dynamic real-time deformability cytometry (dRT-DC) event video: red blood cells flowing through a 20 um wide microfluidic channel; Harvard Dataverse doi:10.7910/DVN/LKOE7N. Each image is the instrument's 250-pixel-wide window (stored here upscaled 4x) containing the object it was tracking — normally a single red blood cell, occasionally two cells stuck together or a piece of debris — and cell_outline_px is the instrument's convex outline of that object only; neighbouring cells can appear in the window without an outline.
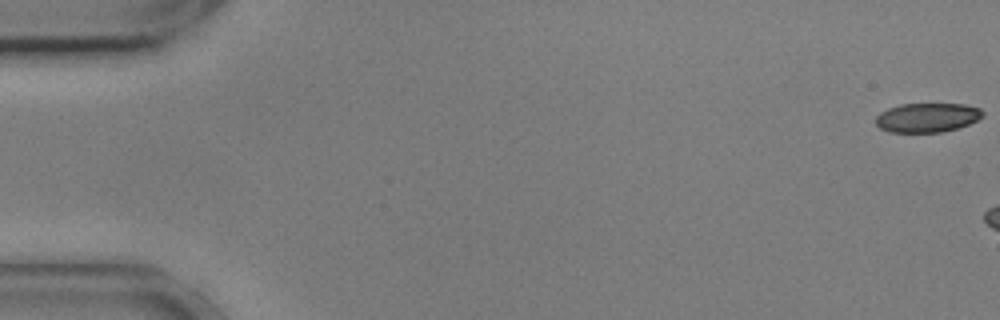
{"species": "common noctule bat (a hibernating species)", "species_latin": "Nyctalus noctula", "temperature_condition": "cold", "stored_images_in_passage": 7, "camera_frame_rate_fps": 3000, "um_per_image_px": 0.085, "animal": {"sex": "male", "body_mass_g": 17.9, "forearm_length_mm": 54.2}, "frame": {"image": 1, "passage_image": 1, "time_ms": 0.0, "image_size_px": [1000, 320], "cell_outline_px": [[984, 116], [968, 124], [956, 128], [940, 132], [888, 132], [880, 128], [876, 124], [876, 116], [880, 112], [888, 108], [900, 104], [964, 104], [980, 108], [984, 112]], "centroid_in_image_um": [78.8, 9.99], "position_along_channel_um": 6.2, "area_um2": 18.21}}